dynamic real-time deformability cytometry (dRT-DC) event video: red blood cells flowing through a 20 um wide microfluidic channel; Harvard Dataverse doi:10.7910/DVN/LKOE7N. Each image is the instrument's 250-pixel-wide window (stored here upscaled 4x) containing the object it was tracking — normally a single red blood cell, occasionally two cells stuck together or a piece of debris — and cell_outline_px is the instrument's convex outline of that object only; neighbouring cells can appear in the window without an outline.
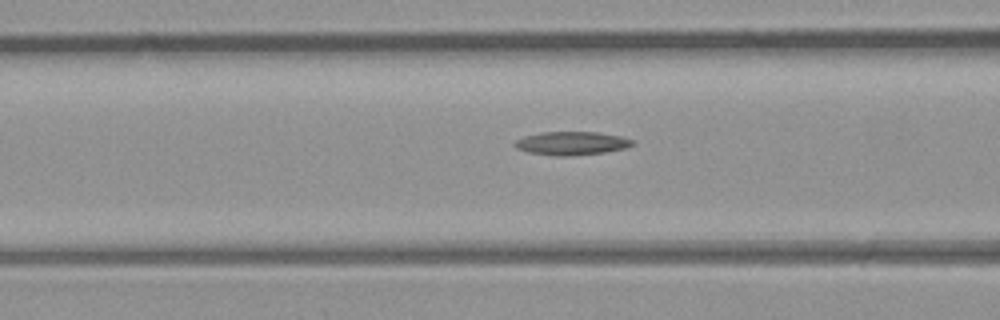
{"species": "common noctule bat (a hibernating species)", "species_latin": "Nyctalus noctula", "temperature_condition": "room temperature", "stored_images_in_passage": 33, "camera_frame_rate_fps": 3000, "um_per_image_px": 0.085, "animal": {"sex": "male", "body_mass_g": 23.1, "forearm_length_mm": 52.7}, "frame": {"image": 1, "passage_image": 15, "time_ms": 4.667, "image_size_px": [1000, 320], "cell_outline_px": [[632, 144], [628, 148], [604, 152], [568, 156], [552, 156], [528, 152], [516, 148], [512, 144], [516, 140], [524, 136], [540, 132], [596, 132], [620, 136], [632, 140]], "centroid_in_image_um": [48.53, 12.18], "position_along_channel_um": 118.1, "area_um2": 16.07}}
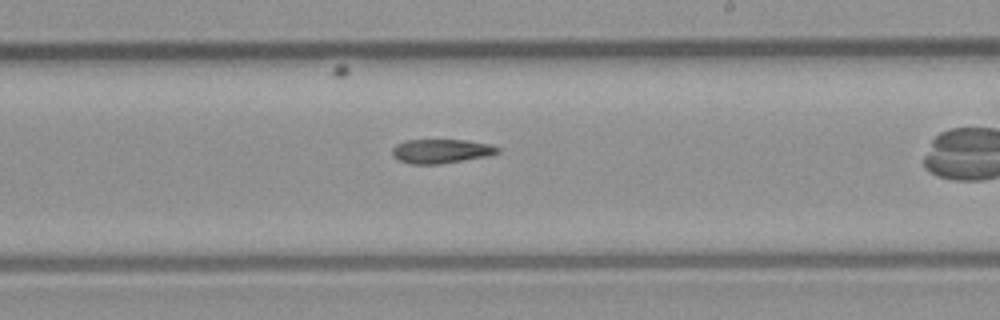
{"frame": {"image": 2, "passage_image": 24, "time_ms": 7.667, "image_size_px": [1000, 320], "cell_outline_px": [[500, 152], [488, 156], [436, 164], [412, 164], [396, 160], [392, 156], [392, 148], [396, 144], [404, 140], [464, 140], [488, 144], [500, 148]], "centroid_in_image_um": [37.44, 12.85], "position_along_channel_um": 251.6, "area_um2": 14.8}}